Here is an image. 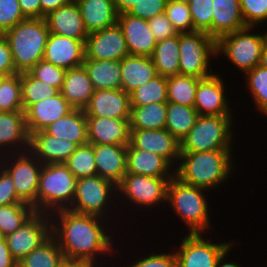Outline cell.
Instances as JSON below:
<instances>
[{
  "mask_svg": "<svg viewBox=\"0 0 267 267\" xmlns=\"http://www.w3.org/2000/svg\"><path fill=\"white\" fill-rule=\"evenodd\" d=\"M50 217L51 235L57 240L65 258L84 260L95 267L106 265L104 261L108 258L111 263L115 260L111 256L116 253L113 245L117 237L111 235L114 234L112 225L109 227L106 223L108 221L110 224V220L69 209L56 211Z\"/></svg>",
  "mask_w": 267,
  "mask_h": 267,
  "instance_id": "6da1fadb",
  "label": "cell"
},
{
  "mask_svg": "<svg viewBox=\"0 0 267 267\" xmlns=\"http://www.w3.org/2000/svg\"><path fill=\"white\" fill-rule=\"evenodd\" d=\"M232 153L233 150L180 152L175 176L186 184L209 192L216 190L222 183L224 186L235 171Z\"/></svg>",
  "mask_w": 267,
  "mask_h": 267,
  "instance_id": "7a4b0ae2",
  "label": "cell"
},
{
  "mask_svg": "<svg viewBox=\"0 0 267 267\" xmlns=\"http://www.w3.org/2000/svg\"><path fill=\"white\" fill-rule=\"evenodd\" d=\"M206 189L182 182L174 176L167 186L166 203L188 228V233H206L211 226ZM205 194V195H204Z\"/></svg>",
  "mask_w": 267,
  "mask_h": 267,
  "instance_id": "3957f363",
  "label": "cell"
},
{
  "mask_svg": "<svg viewBox=\"0 0 267 267\" xmlns=\"http://www.w3.org/2000/svg\"><path fill=\"white\" fill-rule=\"evenodd\" d=\"M49 33L45 18H26L3 34L17 73L28 72L43 60Z\"/></svg>",
  "mask_w": 267,
  "mask_h": 267,
  "instance_id": "277c9868",
  "label": "cell"
},
{
  "mask_svg": "<svg viewBox=\"0 0 267 267\" xmlns=\"http://www.w3.org/2000/svg\"><path fill=\"white\" fill-rule=\"evenodd\" d=\"M77 178L65 163L43 164L37 192V212L52 214L69 209L76 192Z\"/></svg>",
  "mask_w": 267,
  "mask_h": 267,
  "instance_id": "5b68a950",
  "label": "cell"
},
{
  "mask_svg": "<svg viewBox=\"0 0 267 267\" xmlns=\"http://www.w3.org/2000/svg\"><path fill=\"white\" fill-rule=\"evenodd\" d=\"M233 115H199L180 142V152L234 150ZM233 139V140H232Z\"/></svg>",
  "mask_w": 267,
  "mask_h": 267,
  "instance_id": "8992f818",
  "label": "cell"
},
{
  "mask_svg": "<svg viewBox=\"0 0 267 267\" xmlns=\"http://www.w3.org/2000/svg\"><path fill=\"white\" fill-rule=\"evenodd\" d=\"M266 41L265 32L258 33L255 27H245L219 37L216 40V56L221 57L223 54L233 67L244 74L260 64Z\"/></svg>",
  "mask_w": 267,
  "mask_h": 267,
  "instance_id": "52a82bcc",
  "label": "cell"
},
{
  "mask_svg": "<svg viewBox=\"0 0 267 267\" xmlns=\"http://www.w3.org/2000/svg\"><path fill=\"white\" fill-rule=\"evenodd\" d=\"M116 197H118L117 186L111 181L98 175L80 178L77 179L75 196L69 210L111 220V213L116 212L114 208H119Z\"/></svg>",
  "mask_w": 267,
  "mask_h": 267,
  "instance_id": "ba28073f",
  "label": "cell"
},
{
  "mask_svg": "<svg viewBox=\"0 0 267 267\" xmlns=\"http://www.w3.org/2000/svg\"><path fill=\"white\" fill-rule=\"evenodd\" d=\"M179 74L204 79L216 71V40L202 31L179 33ZM211 63V64H210Z\"/></svg>",
  "mask_w": 267,
  "mask_h": 267,
  "instance_id": "9c48e42d",
  "label": "cell"
},
{
  "mask_svg": "<svg viewBox=\"0 0 267 267\" xmlns=\"http://www.w3.org/2000/svg\"><path fill=\"white\" fill-rule=\"evenodd\" d=\"M172 178H155L144 175L126 173L121 183L117 186L118 203L120 205H134L141 210L146 208L152 211L154 207L164 206L166 203L167 186ZM121 199V200H120ZM126 199V200H125ZM160 205V206H159Z\"/></svg>",
  "mask_w": 267,
  "mask_h": 267,
  "instance_id": "30bf717a",
  "label": "cell"
},
{
  "mask_svg": "<svg viewBox=\"0 0 267 267\" xmlns=\"http://www.w3.org/2000/svg\"><path fill=\"white\" fill-rule=\"evenodd\" d=\"M42 163L28 150L2 155V168L14 181L17 196L37 212V192Z\"/></svg>",
  "mask_w": 267,
  "mask_h": 267,
  "instance_id": "8fae6325",
  "label": "cell"
},
{
  "mask_svg": "<svg viewBox=\"0 0 267 267\" xmlns=\"http://www.w3.org/2000/svg\"><path fill=\"white\" fill-rule=\"evenodd\" d=\"M204 233H186L174 249L178 267H217L221 254L233 243V240L223 243H211V237L206 239Z\"/></svg>",
  "mask_w": 267,
  "mask_h": 267,
  "instance_id": "7c38bea8",
  "label": "cell"
},
{
  "mask_svg": "<svg viewBox=\"0 0 267 267\" xmlns=\"http://www.w3.org/2000/svg\"><path fill=\"white\" fill-rule=\"evenodd\" d=\"M51 236L50 214L34 212L23 225L4 237L13 258L19 262Z\"/></svg>",
  "mask_w": 267,
  "mask_h": 267,
  "instance_id": "4fadbf2b",
  "label": "cell"
},
{
  "mask_svg": "<svg viewBox=\"0 0 267 267\" xmlns=\"http://www.w3.org/2000/svg\"><path fill=\"white\" fill-rule=\"evenodd\" d=\"M127 55L126 40L118 23L89 33L85 40V59L121 61Z\"/></svg>",
  "mask_w": 267,
  "mask_h": 267,
  "instance_id": "5bb4252c",
  "label": "cell"
},
{
  "mask_svg": "<svg viewBox=\"0 0 267 267\" xmlns=\"http://www.w3.org/2000/svg\"><path fill=\"white\" fill-rule=\"evenodd\" d=\"M225 83L216 72L198 81L194 108L199 115H232Z\"/></svg>",
  "mask_w": 267,
  "mask_h": 267,
  "instance_id": "9a60e30c",
  "label": "cell"
},
{
  "mask_svg": "<svg viewBox=\"0 0 267 267\" xmlns=\"http://www.w3.org/2000/svg\"><path fill=\"white\" fill-rule=\"evenodd\" d=\"M130 130V143L135 148L158 154L176 168L180 158V142L168 130L165 128Z\"/></svg>",
  "mask_w": 267,
  "mask_h": 267,
  "instance_id": "2e32d148",
  "label": "cell"
},
{
  "mask_svg": "<svg viewBox=\"0 0 267 267\" xmlns=\"http://www.w3.org/2000/svg\"><path fill=\"white\" fill-rule=\"evenodd\" d=\"M43 60L65 70L83 65L85 40L49 33Z\"/></svg>",
  "mask_w": 267,
  "mask_h": 267,
  "instance_id": "e0dca14e",
  "label": "cell"
},
{
  "mask_svg": "<svg viewBox=\"0 0 267 267\" xmlns=\"http://www.w3.org/2000/svg\"><path fill=\"white\" fill-rule=\"evenodd\" d=\"M83 110L86 117L130 118V95L122 89L95 90Z\"/></svg>",
  "mask_w": 267,
  "mask_h": 267,
  "instance_id": "ac0fdd59",
  "label": "cell"
},
{
  "mask_svg": "<svg viewBox=\"0 0 267 267\" xmlns=\"http://www.w3.org/2000/svg\"><path fill=\"white\" fill-rule=\"evenodd\" d=\"M87 132L92 145H128L130 118L87 117Z\"/></svg>",
  "mask_w": 267,
  "mask_h": 267,
  "instance_id": "d6986e66",
  "label": "cell"
},
{
  "mask_svg": "<svg viewBox=\"0 0 267 267\" xmlns=\"http://www.w3.org/2000/svg\"><path fill=\"white\" fill-rule=\"evenodd\" d=\"M117 23L124 34L129 54L151 57L157 41L147 20L128 13H120Z\"/></svg>",
  "mask_w": 267,
  "mask_h": 267,
  "instance_id": "ffe728a7",
  "label": "cell"
},
{
  "mask_svg": "<svg viewBox=\"0 0 267 267\" xmlns=\"http://www.w3.org/2000/svg\"><path fill=\"white\" fill-rule=\"evenodd\" d=\"M25 112L0 111V155L29 150Z\"/></svg>",
  "mask_w": 267,
  "mask_h": 267,
  "instance_id": "44dd1931",
  "label": "cell"
},
{
  "mask_svg": "<svg viewBox=\"0 0 267 267\" xmlns=\"http://www.w3.org/2000/svg\"><path fill=\"white\" fill-rule=\"evenodd\" d=\"M74 108L59 92L48 99L40 100L25 111L29 135L45 130L51 123L64 117Z\"/></svg>",
  "mask_w": 267,
  "mask_h": 267,
  "instance_id": "7402d4cb",
  "label": "cell"
},
{
  "mask_svg": "<svg viewBox=\"0 0 267 267\" xmlns=\"http://www.w3.org/2000/svg\"><path fill=\"white\" fill-rule=\"evenodd\" d=\"M78 145L49 135L45 130L30 134L29 151L42 163H65Z\"/></svg>",
  "mask_w": 267,
  "mask_h": 267,
  "instance_id": "603a6c76",
  "label": "cell"
},
{
  "mask_svg": "<svg viewBox=\"0 0 267 267\" xmlns=\"http://www.w3.org/2000/svg\"><path fill=\"white\" fill-rule=\"evenodd\" d=\"M175 169L165 158L143 149L127 145L126 173L155 178H173Z\"/></svg>",
  "mask_w": 267,
  "mask_h": 267,
  "instance_id": "cb8c5ba5",
  "label": "cell"
},
{
  "mask_svg": "<svg viewBox=\"0 0 267 267\" xmlns=\"http://www.w3.org/2000/svg\"><path fill=\"white\" fill-rule=\"evenodd\" d=\"M50 33L77 40H86L88 33L84 27L78 4L69 1L45 16Z\"/></svg>",
  "mask_w": 267,
  "mask_h": 267,
  "instance_id": "d4e9b609",
  "label": "cell"
},
{
  "mask_svg": "<svg viewBox=\"0 0 267 267\" xmlns=\"http://www.w3.org/2000/svg\"><path fill=\"white\" fill-rule=\"evenodd\" d=\"M97 175L118 186L126 174L127 145H94Z\"/></svg>",
  "mask_w": 267,
  "mask_h": 267,
  "instance_id": "484cf974",
  "label": "cell"
},
{
  "mask_svg": "<svg viewBox=\"0 0 267 267\" xmlns=\"http://www.w3.org/2000/svg\"><path fill=\"white\" fill-rule=\"evenodd\" d=\"M121 89L130 94L137 87L158 76L151 57L127 55L120 61Z\"/></svg>",
  "mask_w": 267,
  "mask_h": 267,
  "instance_id": "4316f807",
  "label": "cell"
},
{
  "mask_svg": "<svg viewBox=\"0 0 267 267\" xmlns=\"http://www.w3.org/2000/svg\"><path fill=\"white\" fill-rule=\"evenodd\" d=\"M87 33L103 30L117 23L114 0H75Z\"/></svg>",
  "mask_w": 267,
  "mask_h": 267,
  "instance_id": "83f0119b",
  "label": "cell"
},
{
  "mask_svg": "<svg viewBox=\"0 0 267 267\" xmlns=\"http://www.w3.org/2000/svg\"><path fill=\"white\" fill-rule=\"evenodd\" d=\"M94 91L88 73L82 65L66 70L64 82L59 92L74 109H84Z\"/></svg>",
  "mask_w": 267,
  "mask_h": 267,
  "instance_id": "f1b7e54d",
  "label": "cell"
},
{
  "mask_svg": "<svg viewBox=\"0 0 267 267\" xmlns=\"http://www.w3.org/2000/svg\"><path fill=\"white\" fill-rule=\"evenodd\" d=\"M212 37H219L246 27L241 13L240 0H212Z\"/></svg>",
  "mask_w": 267,
  "mask_h": 267,
  "instance_id": "f546056e",
  "label": "cell"
},
{
  "mask_svg": "<svg viewBox=\"0 0 267 267\" xmlns=\"http://www.w3.org/2000/svg\"><path fill=\"white\" fill-rule=\"evenodd\" d=\"M45 131L51 136L70 140L78 146L88 143L87 117L83 109H73L51 123Z\"/></svg>",
  "mask_w": 267,
  "mask_h": 267,
  "instance_id": "4dcf8cb0",
  "label": "cell"
},
{
  "mask_svg": "<svg viewBox=\"0 0 267 267\" xmlns=\"http://www.w3.org/2000/svg\"><path fill=\"white\" fill-rule=\"evenodd\" d=\"M94 90L121 89L119 60H91L83 62Z\"/></svg>",
  "mask_w": 267,
  "mask_h": 267,
  "instance_id": "1f68e13d",
  "label": "cell"
},
{
  "mask_svg": "<svg viewBox=\"0 0 267 267\" xmlns=\"http://www.w3.org/2000/svg\"><path fill=\"white\" fill-rule=\"evenodd\" d=\"M179 55V33L158 41L151 55L158 75L169 77L179 74Z\"/></svg>",
  "mask_w": 267,
  "mask_h": 267,
  "instance_id": "d6a6232c",
  "label": "cell"
},
{
  "mask_svg": "<svg viewBox=\"0 0 267 267\" xmlns=\"http://www.w3.org/2000/svg\"><path fill=\"white\" fill-rule=\"evenodd\" d=\"M198 116L194 107L167 102L165 129L181 142L195 125Z\"/></svg>",
  "mask_w": 267,
  "mask_h": 267,
  "instance_id": "836d02e7",
  "label": "cell"
},
{
  "mask_svg": "<svg viewBox=\"0 0 267 267\" xmlns=\"http://www.w3.org/2000/svg\"><path fill=\"white\" fill-rule=\"evenodd\" d=\"M167 117V102L131 106L130 129H163Z\"/></svg>",
  "mask_w": 267,
  "mask_h": 267,
  "instance_id": "e575fe53",
  "label": "cell"
},
{
  "mask_svg": "<svg viewBox=\"0 0 267 267\" xmlns=\"http://www.w3.org/2000/svg\"><path fill=\"white\" fill-rule=\"evenodd\" d=\"M199 80L181 74L167 77V102L194 107Z\"/></svg>",
  "mask_w": 267,
  "mask_h": 267,
  "instance_id": "d590c367",
  "label": "cell"
},
{
  "mask_svg": "<svg viewBox=\"0 0 267 267\" xmlns=\"http://www.w3.org/2000/svg\"><path fill=\"white\" fill-rule=\"evenodd\" d=\"M63 258L64 254L57 240L51 235L18 264L20 267H58Z\"/></svg>",
  "mask_w": 267,
  "mask_h": 267,
  "instance_id": "8d00e7d4",
  "label": "cell"
},
{
  "mask_svg": "<svg viewBox=\"0 0 267 267\" xmlns=\"http://www.w3.org/2000/svg\"><path fill=\"white\" fill-rule=\"evenodd\" d=\"M22 105L25 112L31 105L48 99L59 93V90L43 80L34 78L29 72L21 73Z\"/></svg>",
  "mask_w": 267,
  "mask_h": 267,
  "instance_id": "74e56055",
  "label": "cell"
},
{
  "mask_svg": "<svg viewBox=\"0 0 267 267\" xmlns=\"http://www.w3.org/2000/svg\"><path fill=\"white\" fill-rule=\"evenodd\" d=\"M131 106L167 102V77L158 75L130 94Z\"/></svg>",
  "mask_w": 267,
  "mask_h": 267,
  "instance_id": "f35d334b",
  "label": "cell"
},
{
  "mask_svg": "<svg viewBox=\"0 0 267 267\" xmlns=\"http://www.w3.org/2000/svg\"><path fill=\"white\" fill-rule=\"evenodd\" d=\"M35 212L32 205L25 202L0 205V236L12 234Z\"/></svg>",
  "mask_w": 267,
  "mask_h": 267,
  "instance_id": "ab89813d",
  "label": "cell"
},
{
  "mask_svg": "<svg viewBox=\"0 0 267 267\" xmlns=\"http://www.w3.org/2000/svg\"><path fill=\"white\" fill-rule=\"evenodd\" d=\"M94 158V145L87 143L78 146L65 164L77 179L91 177L97 175Z\"/></svg>",
  "mask_w": 267,
  "mask_h": 267,
  "instance_id": "60d3db41",
  "label": "cell"
},
{
  "mask_svg": "<svg viewBox=\"0 0 267 267\" xmlns=\"http://www.w3.org/2000/svg\"><path fill=\"white\" fill-rule=\"evenodd\" d=\"M0 111H23L21 73L0 78Z\"/></svg>",
  "mask_w": 267,
  "mask_h": 267,
  "instance_id": "b9f144b4",
  "label": "cell"
},
{
  "mask_svg": "<svg viewBox=\"0 0 267 267\" xmlns=\"http://www.w3.org/2000/svg\"><path fill=\"white\" fill-rule=\"evenodd\" d=\"M246 88L250 91L252 102L257 111L263 113L267 109V68L257 65L243 74Z\"/></svg>",
  "mask_w": 267,
  "mask_h": 267,
  "instance_id": "7bdbcfd3",
  "label": "cell"
},
{
  "mask_svg": "<svg viewBox=\"0 0 267 267\" xmlns=\"http://www.w3.org/2000/svg\"><path fill=\"white\" fill-rule=\"evenodd\" d=\"M165 14L177 33L194 31L189 4L168 0Z\"/></svg>",
  "mask_w": 267,
  "mask_h": 267,
  "instance_id": "ee69618b",
  "label": "cell"
},
{
  "mask_svg": "<svg viewBox=\"0 0 267 267\" xmlns=\"http://www.w3.org/2000/svg\"><path fill=\"white\" fill-rule=\"evenodd\" d=\"M188 4L194 31H202L212 37V0H191Z\"/></svg>",
  "mask_w": 267,
  "mask_h": 267,
  "instance_id": "f6af8a7d",
  "label": "cell"
},
{
  "mask_svg": "<svg viewBox=\"0 0 267 267\" xmlns=\"http://www.w3.org/2000/svg\"><path fill=\"white\" fill-rule=\"evenodd\" d=\"M240 8L246 27L267 23V0H240Z\"/></svg>",
  "mask_w": 267,
  "mask_h": 267,
  "instance_id": "bcb514c9",
  "label": "cell"
},
{
  "mask_svg": "<svg viewBox=\"0 0 267 267\" xmlns=\"http://www.w3.org/2000/svg\"><path fill=\"white\" fill-rule=\"evenodd\" d=\"M28 72L34 78L45 81L59 91L62 88L66 74L65 69L57 67L45 60H40Z\"/></svg>",
  "mask_w": 267,
  "mask_h": 267,
  "instance_id": "7dc6e473",
  "label": "cell"
},
{
  "mask_svg": "<svg viewBox=\"0 0 267 267\" xmlns=\"http://www.w3.org/2000/svg\"><path fill=\"white\" fill-rule=\"evenodd\" d=\"M25 19L19 0H0V35Z\"/></svg>",
  "mask_w": 267,
  "mask_h": 267,
  "instance_id": "c3c4849f",
  "label": "cell"
},
{
  "mask_svg": "<svg viewBox=\"0 0 267 267\" xmlns=\"http://www.w3.org/2000/svg\"><path fill=\"white\" fill-rule=\"evenodd\" d=\"M172 250H168L166 253L162 251L160 253L151 252V254H146L141 256V258L135 257L134 263L127 265V267H178V261L176 254ZM122 267V266H121ZM125 267V266H124Z\"/></svg>",
  "mask_w": 267,
  "mask_h": 267,
  "instance_id": "681fc988",
  "label": "cell"
},
{
  "mask_svg": "<svg viewBox=\"0 0 267 267\" xmlns=\"http://www.w3.org/2000/svg\"><path fill=\"white\" fill-rule=\"evenodd\" d=\"M168 0H137L127 12L128 14L145 20L165 13Z\"/></svg>",
  "mask_w": 267,
  "mask_h": 267,
  "instance_id": "f907efd6",
  "label": "cell"
},
{
  "mask_svg": "<svg viewBox=\"0 0 267 267\" xmlns=\"http://www.w3.org/2000/svg\"><path fill=\"white\" fill-rule=\"evenodd\" d=\"M147 22L157 42L178 34L165 13L157 15Z\"/></svg>",
  "mask_w": 267,
  "mask_h": 267,
  "instance_id": "816d5d0a",
  "label": "cell"
},
{
  "mask_svg": "<svg viewBox=\"0 0 267 267\" xmlns=\"http://www.w3.org/2000/svg\"><path fill=\"white\" fill-rule=\"evenodd\" d=\"M23 202L16 193L14 181L11 176L0 168V205H11Z\"/></svg>",
  "mask_w": 267,
  "mask_h": 267,
  "instance_id": "f5cc1de1",
  "label": "cell"
},
{
  "mask_svg": "<svg viewBox=\"0 0 267 267\" xmlns=\"http://www.w3.org/2000/svg\"><path fill=\"white\" fill-rule=\"evenodd\" d=\"M17 74L8 41L0 35V78Z\"/></svg>",
  "mask_w": 267,
  "mask_h": 267,
  "instance_id": "db71d44e",
  "label": "cell"
},
{
  "mask_svg": "<svg viewBox=\"0 0 267 267\" xmlns=\"http://www.w3.org/2000/svg\"><path fill=\"white\" fill-rule=\"evenodd\" d=\"M25 18H41L40 0H19Z\"/></svg>",
  "mask_w": 267,
  "mask_h": 267,
  "instance_id": "11a10c76",
  "label": "cell"
},
{
  "mask_svg": "<svg viewBox=\"0 0 267 267\" xmlns=\"http://www.w3.org/2000/svg\"><path fill=\"white\" fill-rule=\"evenodd\" d=\"M18 262L10 254L3 236H0V267H15Z\"/></svg>",
  "mask_w": 267,
  "mask_h": 267,
  "instance_id": "9f6ffc18",
  "label": "cell"
},
{
  "mask_svg": "<svg viewBox=\"0 0 267 267\" xmlns=\"http://www.w3.org/2000/svg\"><path fill=\"white\" fill-rule=\"evenodd\" d=\"M71 0H40L41 18H45L50 12L67 4Z\"/></svg>",
  "mask_w": 267,
  "mask_h": 267,
  "instance_id": "6f0895ef",
  "label": "cell"
},
{
  "mask_svg": "<svg viewBox=\"0 0 267 267\" xmlns=\"http://www.w3.org/2000/svg\"><path fill=\"white\" fill-rule=\"evenodd\" d=\"M58 267H95L92 263L80 260V259H71L63 258L59 263Z\"/></svg>",
  "mask_w": 267,
  "mask_h": 267,
  "instance_id": "680465c9",
  "label": "cell"
},
{
  "mask_svg": "<svg viewBox=\"0 0 267 267\" xmlns=\"http://www.w3.org/2000/svg\"><path fill=\"white\" fill-rule=\"evenodd\" d=\"M234 243L232 245H230V247H228L219 257L218 259V264L217 267H241V265H239V262H235V261H227V256L229 255V253H231V251L234 248Z\"/></svg>",
  "mask_w": 267,
  "mask_h": 267,
  "instance_id": "91938a15",
  "label": "cell"
},
{
  "mask_svg": "<svg viewBox=\"0 0 267 267\" xmlns=\"http://www.w3.org/2000/svg\"><path fill=\"white\" fill-rule=\"evenodd\" d=\"M137 0H114L115 9L118 14L127 13Z\"/></svg>",
  "mask_w": 267,
  "mask_h": 267,
  "instance_id": "94428289",
  "label": "cell"
},
{
  "mask_svg": "<svg viewBox=\"0 0 267 267\" xmlns=\"http://www.w3.org/2000/svg\"><path fill=\"white\" fill-rule=\"evenodd\" d=\"M259 65H261L264 68H267V41H266V43H265V45L263 47Z\"/></svg>",
  "mask_w": 267,
  "mask_h": 267,
  "instance_id": "6125c7cd",
  "label": "cell"
},
{
  "mask_svg": "<svg viewBox=\"0 0 267 267\" xmlns=\"http://www.w3.org/2000/svg\"><path fill=\"white\" fill-rule=\"evenodd\" d=\"M171 1H175V2H182V3H189L191 0H171Z\"/></svg>",
  "mask_w": 267,
  "mask_h": 267,
  "instance_id": "be15d7a7",
  "label": "cell"
},
{
  "mask_svg": "<svg viewBox=\"0 0 267 267\" xmlns=\"http://www.w3.org/2000/svg\"><path fill=\"white\" fill-rule=\"evenodd\" d=\"M2 167V155H0V168Z\"/></svg>",
  "mask_w": 267,
  "mask_h": 267,
  "instance_id": "e7e4bbea",
  "label": "cell"
},
{
  "mask_svg": "<svg viewBox=\"0 0 267 267\" xmlns=\"http://www.w3.org/2000/svg\"><path fill=\"white\" fill-rule=\"evenodd\" d=\"M262 115H264V116H266L267 117V109L263 112V114Z\"/></svg>",
  "mask_w": 267,
  "mask_h": 267,
  "instance_id": "03108f58",
  "label": "cell"
}]
</instances>
